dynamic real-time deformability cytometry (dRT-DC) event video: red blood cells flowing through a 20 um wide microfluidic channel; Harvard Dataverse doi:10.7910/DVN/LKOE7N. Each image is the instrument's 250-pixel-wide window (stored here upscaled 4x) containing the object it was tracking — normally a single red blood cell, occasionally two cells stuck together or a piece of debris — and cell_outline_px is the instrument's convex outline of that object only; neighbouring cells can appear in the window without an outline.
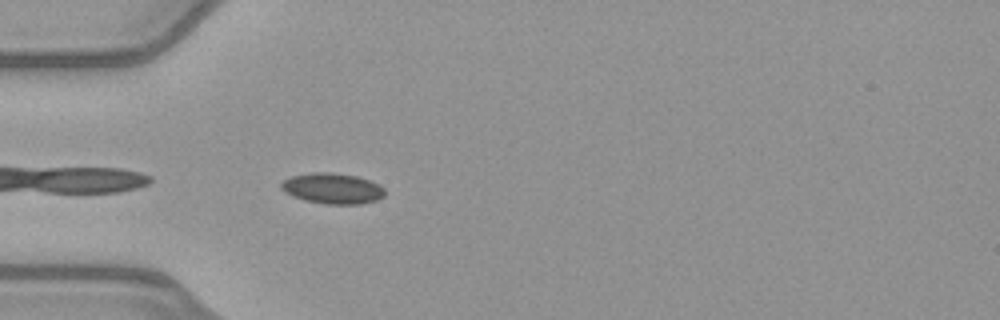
{"species": "common noctule bat (a hibernating species)", "species_latin": "Nyctalus noctula", "temperature_condition": "warm", "stored_images_in_passage": 7, "camera_frame_rate_fps": 3000, "um_per_image_px": 0.085, "animal": {"sex": "female", "body_mass_g": 21.9}, "frame": {"image": 1, "passage_image": 1, "time_ms": 0.0, "image_size_px": [1000, 320], "cell_outline_px": [[384, 196], [376, 200], [360, 204], [324, 204], [304, 200], [292, 196], [284, 192], [280, 188], [280, 184], [284, 180], [292, 176], [312, 172], [332, 172], [356, 176], [368, 180], [384, 188]], "centroid_in_image_um": [28.22, 16.02], "position_along_channel_um": 56.8, "area_um2": 18.5}}
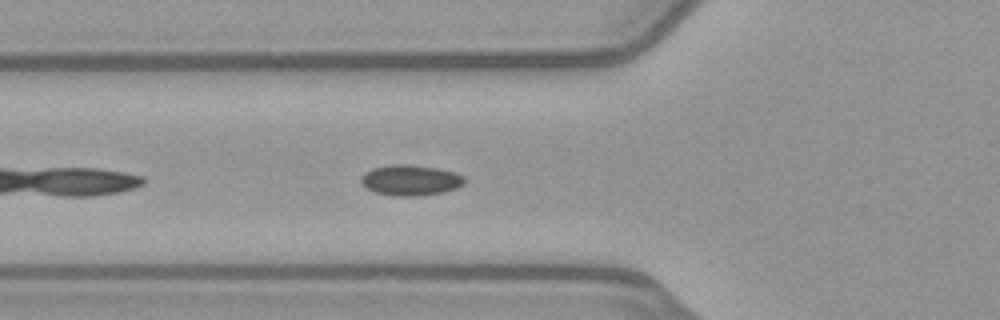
{"frame": {"image": 2, "passage_image": 4, "time_ms": 1.0, "image_size_px": [1000, 320], "cell_outline_px": [[464, 184], [456, 188], [444, 192], [416, 196], [392, 196], [376, 192], [368, 188], [360, 180], [360, 176], [364, 172], [372, 168], [392, 164], [408, 164], [436, 168], [456, 172], [464, 176]], "centroid_in_image_um": [34.89, 15.31], "position_along_channel_um": 90.9, "area_um2": 18.5}}